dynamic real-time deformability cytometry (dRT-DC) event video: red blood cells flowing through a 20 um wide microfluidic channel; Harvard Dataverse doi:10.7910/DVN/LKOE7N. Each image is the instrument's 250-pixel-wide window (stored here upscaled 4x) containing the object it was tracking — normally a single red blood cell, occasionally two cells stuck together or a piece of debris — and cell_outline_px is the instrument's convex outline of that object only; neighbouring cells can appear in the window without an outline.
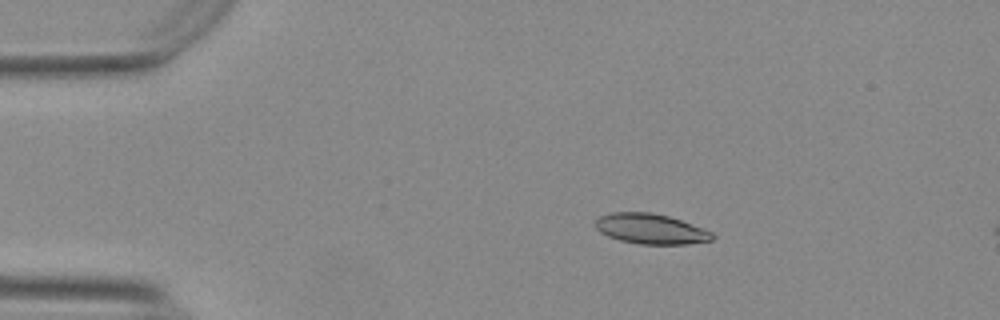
{"species": "Egyptian fruit bat (a non-hibernating species)", "species_latin": "Rousettus aegyptiacus", "temperature_condition": "warm", "stored_images_in_passage": 15, "camera_frame_rate_fps": 3000, "um_per_image_px": 0.085, "animal": {"sex": "female"}, "frame": {"image": 1, "passage_image": 9, "time_ms": 2.667, "image_size_px": [1000, 320], "cell_outline_px": [[716, 236], [712, 240], [688, 244], [640, 244], [620, 240], [608, 236], [600, 232], [596, 228], [596, 220], [600, 216], [612, 212], [652, 212], [668, 216], [680, 220], [712, 232]], "centroid_in_image_um": [55.31, 19.45], "position_along_channel_um": 29.7, "area_um2": 20.46}}